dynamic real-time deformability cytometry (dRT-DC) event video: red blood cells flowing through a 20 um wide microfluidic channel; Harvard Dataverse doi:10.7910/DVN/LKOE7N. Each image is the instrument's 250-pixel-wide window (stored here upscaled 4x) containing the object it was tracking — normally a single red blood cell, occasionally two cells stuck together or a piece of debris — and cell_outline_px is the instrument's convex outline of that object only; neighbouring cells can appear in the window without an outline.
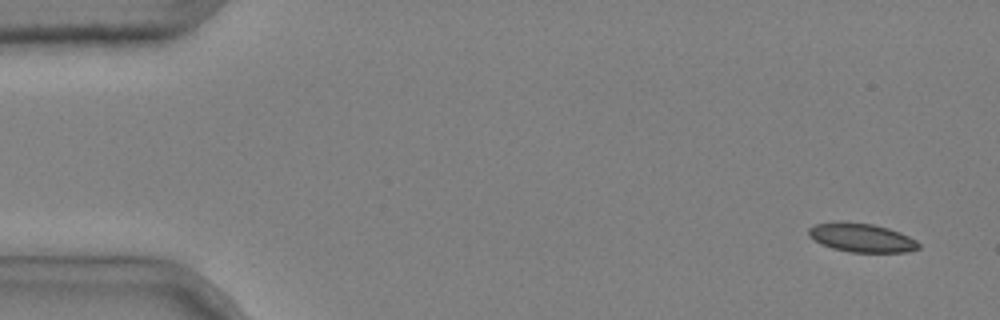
{"species": "common noctule bat (a hibernating species)", "species_latin": "Nyctalus noctula", "temperature_condition": "cold", "stored_images_in_passage": 5, "camera_frame_rate_fps": 3000, "um_per_image_px": 0.085, "animal": {"sex": "male", "body_mass_g": 20.4}, "frame": {"image": 1, "passage_image": 1, "time_ms": 0.0, "image_size_px": [1000, 320], "cell_outline_px": [[920, 248], [908, 252], [852, 252], [832, 248], [820, 244], [808, 236], [808, 228], [816, 224], [840, 220], [872, 224], [888, 228], [900, 232], [916, 240], [920, 244]], "centroid_in_image_um": [73.21, 20.19], "position_along_channel_um": 11.8, "area_um2": 18.67}}
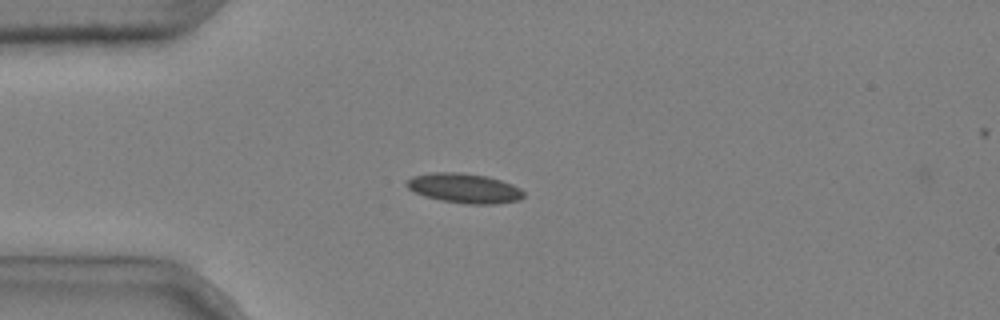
{"frame": {"image": 2, "passage_image": 4, "time_ms": 1.0, "image_size_px": [1000, 320], "cell_outline_px": [[524, 196], [520, 200], [496, 204], [464, 204], [440, 200], [424, 196], [408, 188], [404, 184], [412, 176], [432, 172], [456, 172], [484, 176], [500, 180], [512, 184], [520, 188], [524, 192]], "centroid_in_image_um": [39.46, 16.01], "position_along_channel_um": 45.5, "area_um2": 20.23}}